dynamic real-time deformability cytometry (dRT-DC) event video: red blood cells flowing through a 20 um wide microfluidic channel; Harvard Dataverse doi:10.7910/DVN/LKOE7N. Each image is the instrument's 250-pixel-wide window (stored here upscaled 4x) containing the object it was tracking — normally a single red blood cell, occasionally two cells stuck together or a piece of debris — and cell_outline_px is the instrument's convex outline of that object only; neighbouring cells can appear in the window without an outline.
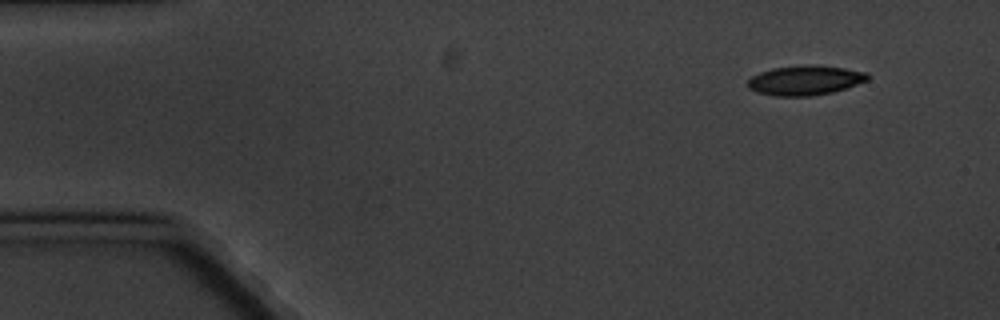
{"species": "common noctule bat (a hibernating species)", "species_latin": "Nyctalus noctula", "temperature_condition": "cold", "stored_images_in_passage": 6, "segment_of_instrument_passage": [2, 2], "camera_frame_rate_fps": 3000, "um_per_image_px": 0.085, "animal": {"sex": "male", "body_mass_g": 20.1, "forearm_length_mm": 53.5}, "frame": {"image": 1, "passage_image": 6, "time_ms": 6.0, "image_size_px": [1000, 320], "cell_outline_px": [[868, 80], [832, 92], [812, 96], [772, 96], [756, 92], [748, 88], [748, 80], [752, 76], [760, 72], [772, 68], [804, 64], [816, 64], [844, 68], [868, 72]], "centroid_in_image_um": [68.4, 6.81], "position_along_channel_um": 16.6, "area_um2": 20.87}}